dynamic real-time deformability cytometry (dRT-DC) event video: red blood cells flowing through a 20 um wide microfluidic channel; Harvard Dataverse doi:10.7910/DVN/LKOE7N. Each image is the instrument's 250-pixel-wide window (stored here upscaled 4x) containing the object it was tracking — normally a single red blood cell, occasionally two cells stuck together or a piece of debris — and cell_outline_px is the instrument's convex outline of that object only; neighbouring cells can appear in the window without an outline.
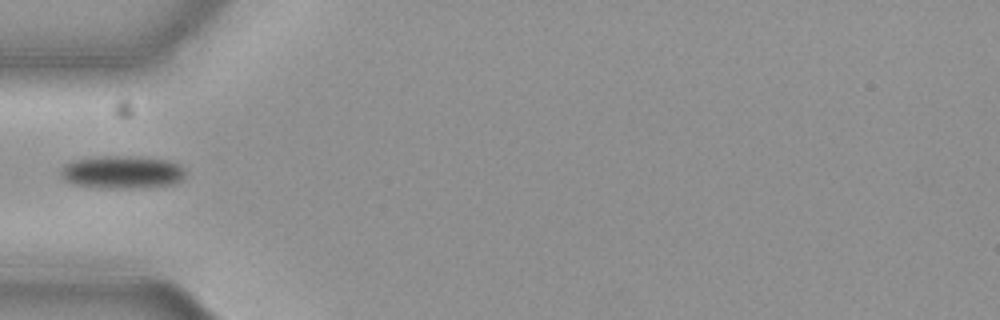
{"species": "common noctule bat (a hibernating species)", "species_latin": "Nyctalus noctula", "temperature_condition": "cold", "stored_images_in_passage": 34, "camera_frame_rate_fps": 3000, "um_per_image_px": 0.085, "animal": {"sex": "female", "body_mass_g": 19.3, "forearm_length_mm": 54.1}, "frame": {"image": 1, "passage_image": 1, "time_ms": 0.0, "image_size_px": [1000, 320], "cell_outline_px": [[184, 176], [180, 180], [172, 184], [140, 188], [100, 188], [72, 184], [64, 180], [60, 176], [60, 168], [64, 164], [72, 160], [100, 156], [132, 156], [168, 160], [180, 164], [184, 168]], "centroid_in_image_um": [10.33, 14.63], "position_along_channel_um": 74.7, "area_um2": 24.16}}
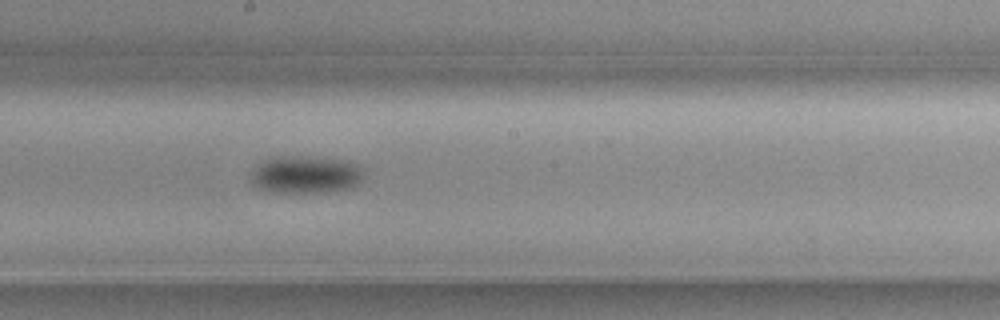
{"frame": {"image": 2, "passage_image": 13, "time_ms": 4.0, "image_size_px": [1000, 320], "cell_outline_px": [[364, 176], [352, 188], [324, 192], [272, 192], [256, 188], [248, 180], [252, 172], [264, 160], [276, 156], [316, 156], [348, 160], [356, 164], [364, 172]], "centroid_in_image_um": [25.97, 14.83], "position_along_channel_um": 222.2, "area_um2": 25.09}}
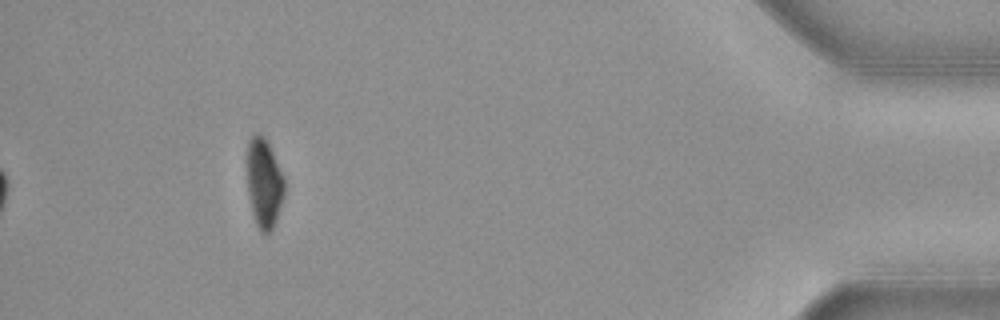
{"frame": {"image": 3, "passage_image": 34, "time_ms": 11.0, "image_size_px": [1000, 320], "cell_outline_px": [[284, 196], [276, 220], [272, 228], [268, 232], [260, 232], [256, 224], [252, 212], [248, 192], [248, 140], [252, 136], [260, 136], [268, 144], [284, 176]], "centroid_in_image_um": [22.46, 15.63], "position_along_channel_um": 412.7, "area_um2": 18.84}}